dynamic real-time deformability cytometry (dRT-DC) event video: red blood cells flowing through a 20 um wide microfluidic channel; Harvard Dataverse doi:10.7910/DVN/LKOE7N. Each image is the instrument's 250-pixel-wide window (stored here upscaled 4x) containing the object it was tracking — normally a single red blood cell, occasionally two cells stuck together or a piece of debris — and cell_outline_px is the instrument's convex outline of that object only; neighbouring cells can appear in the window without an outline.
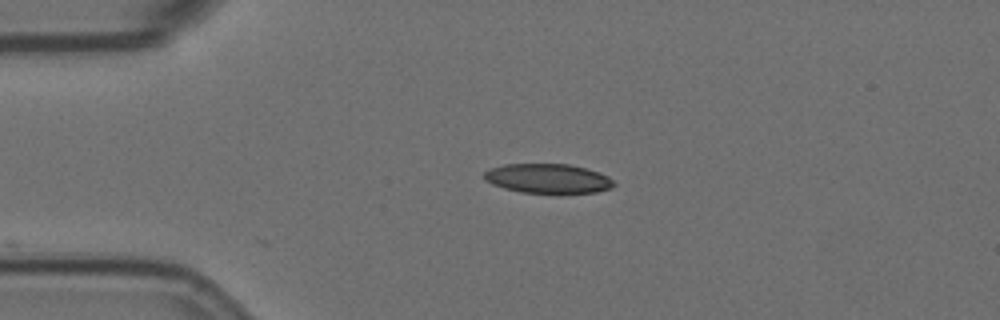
{"species": "Egyptian fruit bat (a non-hibernating species)", "species_latin": "Rousettus aegyptiacus", "temperature_condition": "room temperature", "stored_images_in_passage": 42, "camera_frame_rate_fps": 3000, "um_per_image_px": 0.085, "animal": {"sex": "female"}, "frame": {"image": 1, "passage_image": 1, "time_ms": 0.0, "image_size_px": [1000, 320], "cell_outline_px": [[616, 184], [612, 188], [596, 192], [520, 192], [504, 188], [492, 184], [484, 180], [484, 172], [488, 168], [504, 164], [568, 164], [600, 172], [608, 176]], "centroid_in_image_um": [46.55, 15.16], "position_along_channel_um": 38.5, "area_um2": 22.14}}
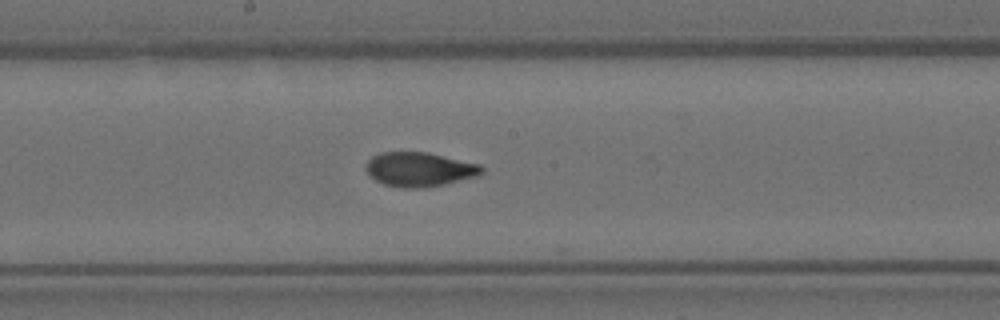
{"frame": {"image": 2, "passage_image": 18, "time_ms": 5.667, "image_size_px": [1000, 320], "cell_outline_px": [[484, 172], [476, 176], [428, 188], [404, 188], [384, 184], [376, 180], [368, 172], [368, 160], [372, 156], [380, 152], [428, 152], [480, 164], [484, 168]], "centroid_in_image_um": [35.69, 14.39], "position_along_channel_um": 212.5, "area_um2": 23.0}}
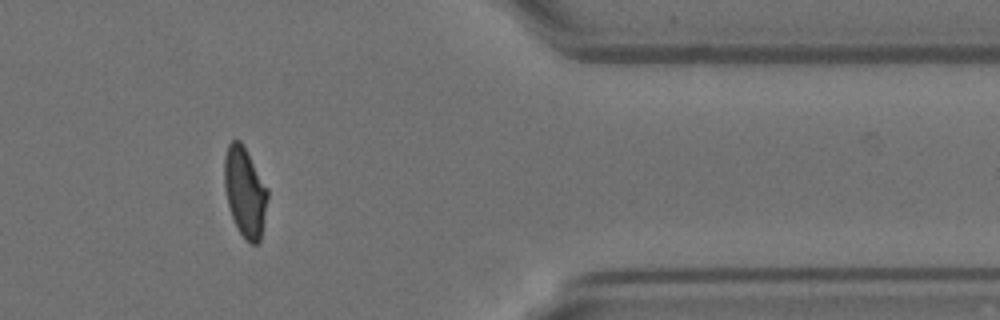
{"frame": {"image": 3, "passage_image": 35, "time_ms": 11.333, "image_size_px": [1000, 320], "cell_outline_px": [[268, 196], [260, 240], [256, 244], [252, 244], [240, 232], [232, 216], [228, 204], [224, 188], [224, 156], [228, 144], [232, 140], [240, 140], [268, 188]], "centroid_in_image_um": [20.81, 16.28], "position_along_channel_um": 390.6, "area_um2": 22.25}}